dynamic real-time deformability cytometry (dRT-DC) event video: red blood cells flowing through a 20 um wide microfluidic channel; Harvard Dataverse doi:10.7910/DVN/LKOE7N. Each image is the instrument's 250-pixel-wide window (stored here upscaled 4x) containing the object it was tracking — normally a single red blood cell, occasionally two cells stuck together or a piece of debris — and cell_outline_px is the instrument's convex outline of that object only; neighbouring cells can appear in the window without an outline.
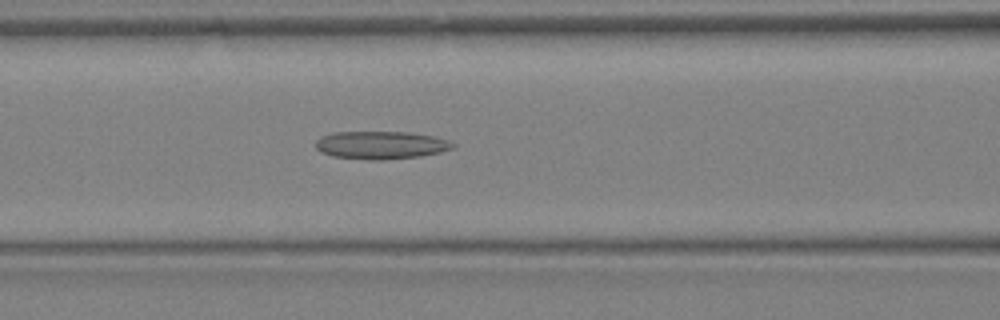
{"species": "Egyptian fruit bat (a non-hibernating species)", "species_latin": "Rousettus aegyptiacus", "temperature_condition": "warm", "stored_images_in_passage": 9, "camera_frame_rate_fps": 3000, "um_per_image_px": 0.085, "animal": {"sex": "female"}, "frame": {"image": 1, "passage_image": 4, "time_ms": 1.0, "image_size_px": [1000, 320], "cell_outline_px": [[456, 144], [452, 148], [440, 152], [420, 156], [380, 160], [368, 160], [332, 156], [320, 152], [316, 148], [316, 140], [320, 136], [332, 132], [404, 132], [432, 136], [448, 140]], "centroid_in_image_um": [32.33, 12.33], "position_along_channel_um": 134.3, "area_um2": 22.25}}
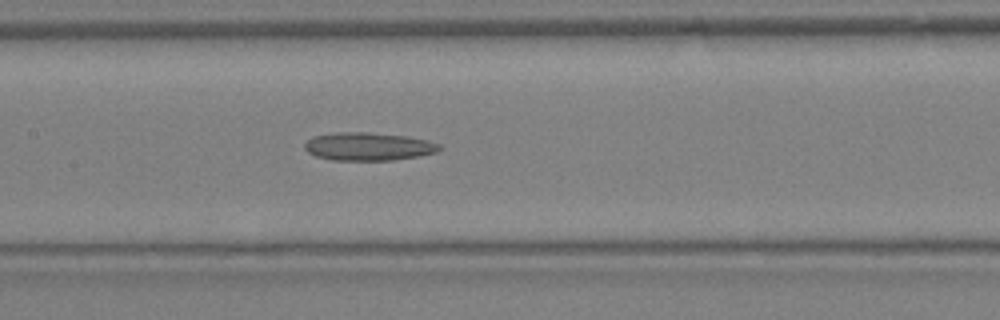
{"frame": {"image": 2, "passage_image": 6, "time_ms": 1.667, "image_size_px": [1000, 320], "cell_outline_px": [[444, 148], [436, 152], [420, 156], [392, 160], [332, 160], [316, 156], [308, 152], [304, 148], [304, 144], [312, 136], [336, 132], [368, 132], [408, 136], [428, 140], [440, 144]], "centroid_in_image_um": [31.34, 12.44], "position_along_channel_um": 176.1, "area_um2": 22.25}}
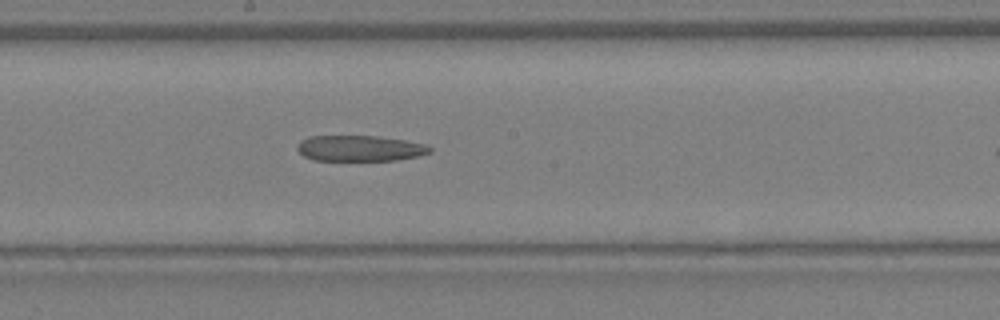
{"frame": {"image": 3, "passage_image": 8, "time_ms": 2.333, "image_size_px": [1000, 320], "cell_outline_px": [[432, 152], [420, 156], [396, 160], [312, 160], [304, 156], [296, 148], [296, 144], [300, 140], [308, 136], [380, 136], [404, 140], [424, 144], [432, 148]], "centroid_in_image_um": [30.57, 12.6], "position_along_channel_um": 217.6, "area_um2": 20.06}}